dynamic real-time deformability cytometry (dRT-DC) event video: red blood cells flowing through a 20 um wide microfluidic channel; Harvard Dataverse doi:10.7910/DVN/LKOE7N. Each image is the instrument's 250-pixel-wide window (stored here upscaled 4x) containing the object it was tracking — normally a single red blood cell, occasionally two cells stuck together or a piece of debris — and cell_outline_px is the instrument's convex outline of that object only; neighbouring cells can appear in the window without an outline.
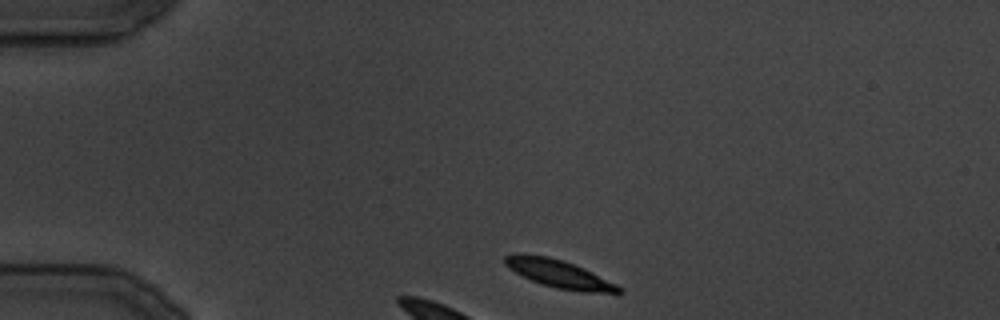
{"species": "common noctule bat (a hibernating species)", "species_latin": "Nyctalus noctula", "temperature_condition": "cold", "stored_images_in_passage": 25, "camera_frame_rate_fps": 3000, "um_per_image_px": 0.085, "animal": {"sex": "male", "body_mass_g": 19.5, "forearm_length_mm": 54.6}, "frame": {"image": 1, "passage_image": 1, "time_ms": 0.0, "image_size_px": [1000, 320], "cell_outline_px": [[624, 292], [584, 292], [556, 288], [532, 280], [508, 268], [504, 264], [504, 256], [516, 252], [524, 252], [548, 256], [584, 268], [624, 288]], "centroid_in_image_um": [47.47, 23.25], "position_along_channel_um": 37.5, "area_um2": 18.38}}